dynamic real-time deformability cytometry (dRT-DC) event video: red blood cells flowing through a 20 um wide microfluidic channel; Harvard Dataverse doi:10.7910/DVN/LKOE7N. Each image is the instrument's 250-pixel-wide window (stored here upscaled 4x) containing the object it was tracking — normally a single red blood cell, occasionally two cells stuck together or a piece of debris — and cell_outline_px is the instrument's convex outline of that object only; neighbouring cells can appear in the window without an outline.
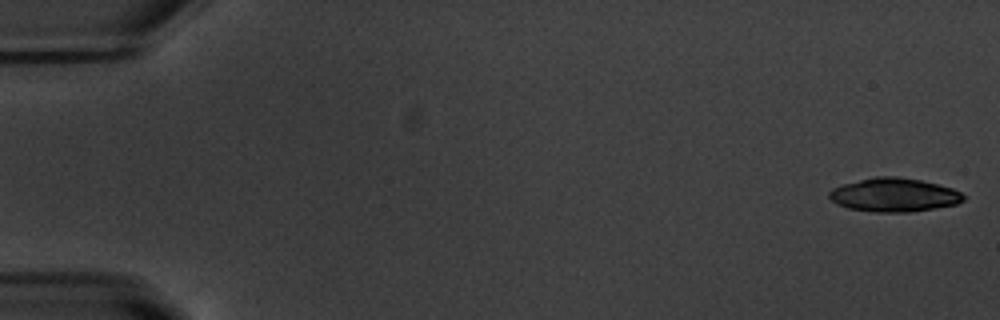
{"species": "common noctule bat (a hibernating species)", "species_latin": "Nyctalus noctula", "temperature_condition": "warm", "stored_images_in_passage": 17, "camera_frame_rate_fps": 3000, "um_per_image_px": 0.085, "animal": {"sex": "male", "body_mass_g": 20.1, "forearm_length_mm": 53.5}, "frame": {"image": 1, "passage_image": 1, "time_ms": 0.0, "image_size_px": [1000, 320], "cell_outline_px": [[964, 200], [956, 204], [908, 212], [876, 212], [848, 208], [836, 204], [828, 196], [828, 192], [832, 188], [844, 184], [876, 176], [896, 176], [920, 180], [952, 188], [960, 192], [964, 196]], "centroid_in_image_um": [75.96, 16.57], "position_along_channel_um": 9.0, "area_um2": 26.07}}